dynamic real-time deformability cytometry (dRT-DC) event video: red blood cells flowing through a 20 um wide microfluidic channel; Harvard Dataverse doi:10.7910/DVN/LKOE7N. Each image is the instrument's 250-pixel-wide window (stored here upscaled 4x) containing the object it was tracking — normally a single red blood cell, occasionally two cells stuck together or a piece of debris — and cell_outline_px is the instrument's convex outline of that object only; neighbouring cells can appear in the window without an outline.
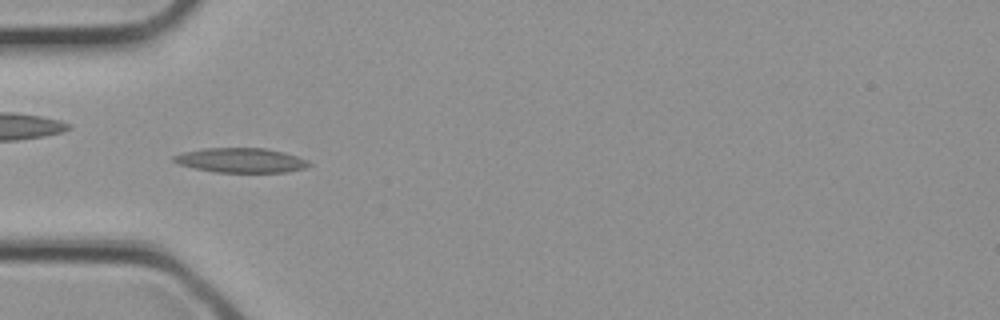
{"species": "common noctule bat (a hibernating species)", "species_latin": "Nyctalus noctula", "temperature_condition": "cold", "stored_images_in_passage": 31, "camera_frame_rate_fps": 3000, "um_per_image_px": 0.085, "animal": {"sex": "female", "body_mass_g": 21.9}, "frame": {"image": 1, "passage_image": 10, "time_ms": 3.0, "image_size_px": [1000, 320], "cell_outline_px": [[312, 164], [304, 168], [288, 172], [216, 172], [192, 168], [180, 164], [172, 160], [172, 156], [180, 152], [204, 148], [264, 148], [284, 152], [308, 160]], "centroid_in_image_um": [20.45, 13.62], "position_along_channel_um": 64.5, "area_um2": 19.48}}
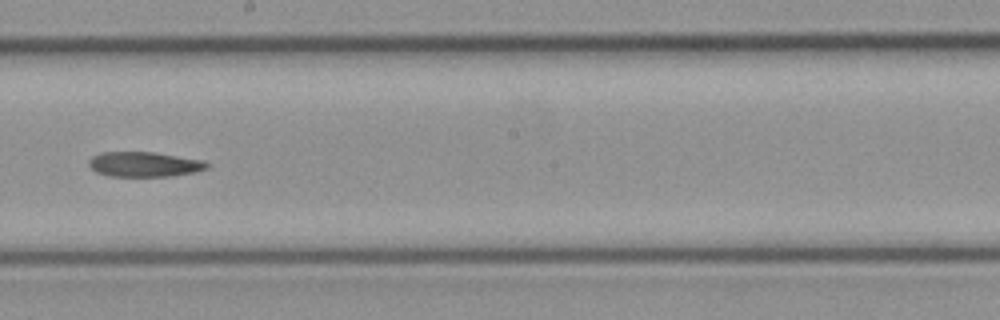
{"frame": {"image": 2, "passage_image": 18, "time_ms": 5.667, "image_size_px": [1000, 320], "cell_outline_px": [[208, 168], [196, 172], [168, 176], [108, 176], [96, 172], [88, 164], [88, 160], [92, 156], [100, 152], [156, 152], [204, 160], [208, 164]], "centroid_in_image_um": [12.26, 13.96], "position_along_channel_um": 235.9, "area_um2": 17.28}}
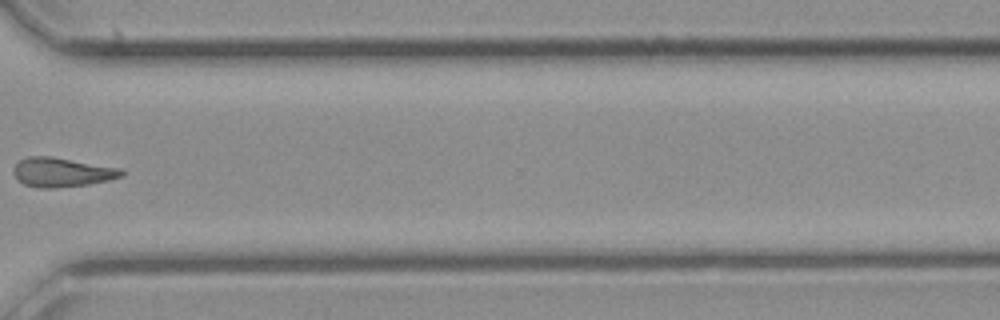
{"frame": {"image": 3, "passage_image": 24, "time_ms": 7.667, "image_size_px": [1000, 320], "cell_outline_px": [[124, 176], [108, 180], [88, 184], [52, 188], [40, 188], [24, 184], [12, 172], [12, 168], [20, 160], [28, 156], [52, 156], [124, 168]], "centroid_in_image_um": [5.3, 14.62], "position_along_channel_um": 365.3, "area_um2": 18.55}}